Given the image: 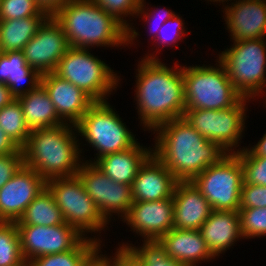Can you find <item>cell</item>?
Segmentation results:
<instances>
[{
	"label": "cell",
	"instance_id": "obj_19",
	"mask_svg": "<svg viewBox=\"0 0 266 266\" xmlns=\"http://www.w3.org/2000/svg\"><path fill=\"white\" fill-rule=\"evenodd\" d=\"M179 181L152 153L140 166L132 183L133 201H156L173 197Z\"/></svg>",
	"mask_w": 266,
	"mask_h": 266
},
{
	"label": "cell",
	"instance_id": "obj_6",
	"mask_svg": "<svg viewBox=\"0 0 266 266\" xmlns=\"http://www.w3.org/2000/svg\"><path fill=\"white\" fill-rule=\"evenodd\" d=\"M214 62L182 65L185 109L223 110L243 97L228 79L221 61L217 58Z\"/></svg>",
	"mask_w": 266,
	"mask_h": 266
},
{
	"label": "cell",
	"instance_id": "obj_17",
	"mask_svg": "<svg viewBox=\"0 0 266 266\" xmlns=\"http://www.w3.org/2000/svg\"><path fill=\"white\" fill-rule=\"evenodd\" d=\"M229 3L221 7V11L230 41L266 38L265 0H235Z\"/></svg>",
	"mask_w": 266,
	"mask_h": 266
},
{
	"label": "cell",
	"instance_id": "obj_37",
	"mask_svg": "<svg viewBox=\"0 0 266 266\" xmlns=\"http://www.w3.org/2000/svg\"><path fill=\"white\" fill-rule=\"evenodd\" d=\"M243 168L244 183L266 186V157L238 156Z\"/></svg>",
	"mask_w": 266,
	"mask_h": 266
},
{
	"label": "cell",
	"instance_id": "obj_46",
	"mask_svg": "<svg viewBox=\"0 0 266 266\" xmlns=\"http://www.w3.org/2000/svg\"><path fill=\"white\" fill-rule=\"evenodd\" d=\"M265 93H266V92H264V94H265ZM262 97H264V98H263V103L265 104V106H264V107L266 108V99H265V98H266V94H265L264 96H263V95H262V96H260V98H262ZM264 100H265V101H264Z\"/></svg>",
	"mask_w": 266,
	"mask_h": 266
},
{
	"label": "cell",
	"instance_id": "obj_32",
	"mask_svg": "<svg viewBox=\"0 0 266 266\" xmlns=\"http://www.w3.org/2000/svg\"><path fill=\"white\" fill-rule=\"evenodd\" d=\"M0 129L21 149L26 145L31 130L25 123L18 99L0 109Z\"/></svg>",
	"mask_w": 266,
	"mask_h": 266
},
{
	"label": "cell",
	"instance_id": "obj_27",
	"mask_svg": "<svg viewBox=\"0 0 266 266\" xmlns=\"http://www.w3.org/2000/svg\"><path fill=\"white\" fill-rule=\"evenodd\" d=\"M100 244L91 238H84L74 249L39 256L29 263L31 266H94L97 263V255Z\"/></svg>",
	"mask_w": 266,
	"mask_h": 266
},
{
	"label": "cell",
	"instance_id": "obj_5",
	"mask_svg": "<svg viewBox=\"0 0 266 266\" xmlns=\"http://www.w3.org/2000/svg\"><path fill=\"white\" fill-rule=\"evenodd\" d=\"M113 107L108 100L94 102L75 124L79 141H85V144L83 141L79 143L81 154H84V145L97 151L93 159L83 158V161L95 163L105 155L127 150L138 142L136 134L127 127Z\"/></svg>",
	"mask_w": 266,
	"mask_h": 266
},
{
	"label": "cell",
	"instance_id": "obj_43",
	"mask_svg": "<svg viewBox=\"0 0 266 266\" xmlns=\"http://www.w3.org/2000/svg\"><path fill=\"white\" fill-rule=\"evenodd\" d=\"M21 148L14 143L7 134L0 129V156L14 154Z\"/></svg>",
	"mask_w": 266,
	"mask_h": 266
},
{
	"label": "cell",
	"instance_id": "obj_34",
	"mask_svg": "<svg viewBox=\"0 0 266 266\" xmlns=\"http://www.w3.org/2000/svg\"><path fill=\"white\" fill-rule=\"evenodd\" d=\"M238 213L243 240L266 236V207L240 208Z\"/></svg>",
	"mask_w": 266,
	"mask_h": 266
},
{
	"label": "cell",
	"instance_id": "obj_35",
	"mask_svg": "<svg viewBox=\"0 0 266 266\" xmlns=\"http://www.w3.org/2000/svg\"><path fill=\"white\" fill-rule=\"evenodd\" d=\"M147 5V6H146ZM149 4L146 2V0H141L140 7L138 9V12L136 16L134 17L135 20L139 18L142 19V24H146L149 29V39L148 40H154L157 36L158 31L162 27V25L168 20L171 19L176 12L170 9L163 8H149ZM165 8V9H164ZM152 9V10H150ZM137 18V19H136ZM144 22V23H143ZM153 22V23H152ZM151 36V37H150Z\"/></svg>",
	"mask_w": 266,
	"mask_h": 266
},
{
	"label": "cell",
	"instance_id": "obj_22",
	"mask_svg": "<svg viewBox=\"0 0 266 266\" xmlns=\"http://www.w3.org/2000/svg\"><path fill=\"white\" fill-rule=\"evenodd\" d=\"M200 232L216 258L224 255L237 244L236 242L243 240L238 211L212 210L209 218L202 224Z\"/></svg>",
	"mask_w": 266,
	"mask_h": 266
},
{
	"label": "cell",
	"instance_id": "obj_16",
	"mask_svg": "<svg viewBox=\"0 0 266 266\" xmlns=\"http://www.w3.org/2000/svg\"><path fill=\"white\" fill-rule=\"evenodd\" d=\"M173 197L156 201L133 202L127 216L120 220L131 228V232L143 241L160 240L173 228Z\"/></svg>",
	"mask_w": 266,
	"mask_h": 266
},
{
	"label": "cell",
	"instance_id": "obj_47",
	"mask_svg": "<svg viewBox=\"0 0 266 266\" xmlns=\"http://www.w3.org/2000/svg\"><path fill=\"white\" fill-rule=\"evenodd\" d=\"M21 266H31L29 262H24Z\"/></svg>",
	"mask_w": 266,
	"mask_h": 266
},
{
	"label": "cell",
	"instance_id": "obj_25",
	"mask_svg": "<svg viewBox=\"0 0 266 266\" xmlns=\"http://www.w3.org/2000/svg\"><path fill=\"white\" fill-rule=\"evenodd\" d=\"M17 99L22 106L24 120L30 130L51 128L65 123L58 116L54 104L41 84Z\"/></svg>",
	"mask_w": 266,
	"mask_h": 266
},
{
	"label": "cell",
	"instance_id": "obj_14",
	"mask_svg": "<svg viewBox=\"0 0 266 266\" xmlns=\"http://www.w3.org/2000/svg\"><path fill=\"white\" fill-rule=\"evenodd\" d=\"M69 48L70 44L60 24L53 17H48L22 49V53L26 63L44 75L55 71Z\"/></svg>",
	"mask_w": 266,
	"mask_h": 266
},
{
	"label": "cell",
	"instance_id": "obj_24",
	"mask_svg": "<svg viewBox=\"0 0 266 266\" xmlns=\"http://www.w3.org/2000/svg\"><path fill=\"white\" fill-rule=\"evenodd\" d=\"M41 77L26 63L22 51L0 52V83L6 84L16 99L36 89Z\"/></svg>",
	"mask_w": 266,
	"mask_h": 266
},
{
	"label": "cell",
	"instance_id": "obj_28",
	"mask_svg": "<svg viewBox=\"0 0 266 266\" xmlns=\"http://www.w3.org/2000/svg\"><path fill=\"white\" fill-rule=\"evenodd\" d=\"M16 226H54L65 224L61 210L55 203V199L46 187L28 205L23 215L15 222Z\"/></svg>",
	"mask_w": 266,
	"mask_h": 266
},
{
	"label": "cell",
	"instance_id": "obj_39",
	"mask_svg": "<svg viewBox=\"0 0 266 266\" xmlns=\"http://www.w3.org/2000/svg\"><path fill=\"white\" fill-rule=\"evenodd\" d=\"M103 246L105 247L106 245L102 244V247L100 246L97 255V263L100 266H141L126 249L116 247L114 248L116 250L113 254L114 256L112 254L109 256L102 252Z\"/></svg>",
	"mask_w": 266,
	"mask_h": 266
},
{
	"label": "cell",
	"instance_id": "obj_30",
	"mask_svg": "<svg viewBox=\"0 0 266 266\" xmlns=\"http://www.w3.org/2000/svg\"><path fill=\"white\" fill-rule=\"evenodd\" d=\"M142 241V243H141ZM141 245L132 243H118V248L126 249L141 266H183L167 255L165 247L157 241H143Z\"/></svg>",
	"mask_w": 266,
	"mask_h": 266
},
{
	"label": "cell",
	"instance_id": "obj_3",
	"mask_svg": "<svg viewBox=\"0 0 266 266\" xmlns=\"http://www.w3.org/2000/svg\"><path fill=\"white\" fill-rule=\"evenodd\" d=\"M79 143L73 124L31 130L22 148L24 165L35 170L46 181L75 176L84 158Z\"/></svg>",
	"mask_w": 266,
	"mask_h": 266
},
{
	"label": "cell",
	"instance_id": "obj_41",
	"mask_svg": "<svg viewBox=\"0 0 266 266\" xmlns=\"http://www.w3.org/2000/svg\"><path fill=\"white\" fill-rule=\"evenodd\" d=\"M255 145L243 146V150L235 153L237 156H262L266 157V132Z\"/></svg>",
	"mask_w": 266,
	"mask_h": 266
},
{
	"label": "cell",
	"instance_id": "obj_40",
	"mask_svg": "<svg viewBox=\"0 0 266 266\" xmlns=\"http://www.w3.org/2000/svg\"><path fill=\"white\" fill-rule=\"evenodd\" d=\"M24 164L23 150L0 156V188L3 187Z\"/></svg>",
	"mask_w": 266,
	"mask_h": 266
},
{
	"label": "cell",
	"instance_id": "obj_38",
	"mask_svg": "<svg viewBox=\"0 0 266 266\" xmlns=\"http://www.w3.org/2000/svg\"><path fill=\"white\" fill-rule=\"evenodd\" d=\"M266 207V186L246 184L241 189L240 208Z\"/></svg>",
	"mask_w": 266,
	"mask_h": 266
},
{
	"label": "cell",
	"instance_id": "obj_15",
	"mask_svg": "<svg viewBox=\"0 0 266 266\" xmlns=\"http://www.w3.org/2000/svg\"><path fill=\"white\" fill-rule=\"evenodd\" d=\"M46 188V180L26 165L0 188V221L16 222L28 205Z\"/></svg>",
	"mask_w": 266,
	"mask_h": 266
},
{
	"label": "cell",
	"instance_id": "obj_33",
	"mask_svg": "<svg viewBox=\"0 0 266 266\" xmlns=\"http://www.w3.org/2000/svg\"><path fill=\"white\" fill-rule=\"evenodd\" d=\"M24 262L16 223L0 221V266H21Z\"/></svg>",
	"mask_w": 266,
	"mask_h": 266
},
{
	"label": "cell",
	"instance_id": "obj_20",
	"mask_svg": "<svg viewBox=\"0 0 266 266\" xmlns=\"http://www.w3.org/2000/svg\"><path fill=\"white\" fill-rule=\"evenodd\" d=\"M173 202L174 229L200 230L213 210L201 191L191 181L177 183Z\"/></svg>",
	"mask_w": 266,
	"mask_h": 266
},
{
	"label": "cell",
	"instance_id": "obj_7",
	"mask_svg": "<svg viewBox=\"0 0 266 266\" xmlns=\"http://www.w3.org/2000/svg\"><path fill=\"white\" fill-rule=\"evenodd\" d=\"M91 51L92 49L70 47L60 59L54 73L80 88L94 102L107 101L117 91V87L121 86V74L118 75L117 71Z\"/></svg>",
	"mask_w": 266,
	"mask_h": 266
},
{
	"label": "cell",
	"instance_id": "obj_12",
	"mask_svg": "<svg viewBox=\"0 0 266 266\" xmlns=\"http://www.w3.org/2000/svg\"><path fill=\"white\" fill-rule=\"evenodd\" d=\"M76 175L108 223L114 221L115 216L122 220L127 216L134 202L131 185L111 180L94 163L85 161Z\"/></svg>",
	"mask_w": 266,
	"mask_h": 266
},
{
	"label": "cell",
	"instance_id": "obj_36",
	"mask_svg": "<svg viewBox=\"0 0 266 266\" xmlns=\"http://www.w3.org/2000/svg\"><path fill=\"white\" fill-rule=\"evenodd\" d=\"M32 16H48L35 0H1L0 20L21 19Z\"/></svg>",
	"mask_w": 266,
	"mask_h": 266
},
{
	"label": "cell",
	"instance_id": "obj_31",
	"mask_svg": "<svg viewBox=\"0 0 266 266\" xmlns=\"http://www.w3.org/2000/svg\"><path fill=\"white\" fill-rule=\"evenodd\" d=\"M181 14H175L171 19H168L160 28V30L157 33L156 38L151 41L150 43L153 42L151 48L153 51L152 53L147 50L145 55L142 56L143 59L145 60H162L158 56L162 52L161 50L164 51V47H176L178 48L179 42H183V39L185 38V35L188 34V29L185 28V22L184 19H182ZM182 39V40H181ZM181 40V41H180ZM179 41V42H178ZM156 47V48H155ZM160 48V49H159ZM156 53V54H155ZM158 54V55H157Z\"/></svg>",
	"mask_w": 266,
	"mask_h": 266
},
{
	"label": "cell",
	"instance_id": "obj_8",
	"mask_svg": "<svg viewBox=\"0 0 266 266\" xmlns=\"http://www.w3.org/2000/svg\"><path fill=\"white\" fill-rule=\"evenodd\" d=\"M229 47V48H228ZM219 51L228 79L243 96L254 101L266 92V39H249L231 43Z\"/></svg>",
	"mask_w": 266,
	"mask_h": 266
},
{
	"label": "cell",
	"instance_id": "obj_10",
	"mask_svg": "<svg viewBox=\"0 0 266 266\" xmlns=\"http://www.w3.org/2000/svg\"><path fill=\"white\" fill-rule=\"evenodd\" d=\"M252 101L242 97L234 106L223 110L185 109L183 118L204 138L217 143L227 153H237L244 149L240 144L249 117L246 114L248 104Z\"/></svg>",
	"mask_w": 266,
	"mask_h": 266
},
{
	"label": "cell",
	"instance_id": "obj_42",
	"mask_svg": "<svg viewBox=\"0 0 266 266\" xmlns=\"http://www.w3.org/2000/svg\"><path fill=\"white\" fill-rule=\"evenodd\" d=\"M39 8L49 17H53L61 8L71 0H35Z\"/></svg>",
	"mask_w": 266,
	"mask_h": 266
},
{
	"label": "cell",
	"instance_id": "obj_21",
	"mask_svg": "<svg viewBox=\"0 0 266 266\" xmlns=\"http://www.w3.org/2000/svg\"><path fill=\"white\" fill-rule=\"evenodd\" d=\"M159 242L165 247L167 255L183 266H198L214 261L200 230H182L172 228Z\"/></svg>",
	"mask_w": 266,
	"mask_h": 266
},
{
	"label": "cell",
	"instance_id": "obj_11",
	"mask_svg": "<svg viewBox=\"0 0 266 266\" xmlns=\"http://www.w3.org/2000/svg\"><path fill=\"white\" fill-rule=\"evenodd\" d=\"M213 210L238 211L244 182L243 168L235 153H228L217 164L208 166L191 181Z\"/></svg>",
	"mask_w": 266,
	"mask_h": 266
},
{
	"label": "cell",
	"instance_id": "obj_4",
	"mask_svg": "<svg viewBox=\"0 0 266 266\" xmlns=\"http://www.w3.org/2000/svg\"><path fill=\"white\" fill-rule=\"evenodd\" d=\"M53 18L62 27L70 47H127V29L92 0H71Z\"/></svg>",
	"mask_w": 266,
	"mask_h": 266
},
{
	"label": "cell",
	"instance_id": "obj_18",
	"mask_svg": "<svg viewBox=\"0 0 266 266\" xmlns=\"http://www.w3.org/2000/svg\"><path fill=\"white\" fill-rule=\"evenodd\" d=\"M41 85L65 123L75 125L94 103L80 88L54 72L42 75Z\"/></svg>",
	"mask_w": 266,
	"mask_h": 266
},
{
	"label": "cell",
	"instance_id": "obj_9",
	"mask_svg": "<svg viewBox=\"0 0 266 266\" xmlns=\"http://www.w3.org/2000/svg\"><path fill=\"white\" fill-rule=\"evenodd\" d=\"M46 187L52 193L66 224L76 228L84 237L104 244L100 234L109 230L107 229L109 223L104 219L92 198L85 192L77 175L48 180Z\"/></svg>",
	"mask_w": 266,
	"mask_h": 266
},
{
	"label": "cell",
	"instance_id": "obj_2",
	"mask_svg": "<svg viewBox=\"0 0 266 266\" xmlns=\"http://www.w3.org/2000/svg\"><path fill=\"white\" fill-rule=\"evenodd\" d=\"M154 134L152 153L179 182H190L228 153L197 132L184 118L161 123Z\"/></svg>",
	"mask_w": 266,
	"mask_h": 266
},
{
	"label": "cell",
	"instance_id": "obj_29",
	"mask_svg": "<svg viewBox=\"0 0 266 266\" xmlns=\"http://www.w3.org/2000/svg\"><path fill=\"white\" fill-rule=\"evenodd\" d=\"M99 7H101L109 15L113 16L127 29V47H135V43L139 36H141L133 26L134 17L136 16L140 7L141 0H92ZM129 19H128V18ZM132 18V20H131ZM130 20V21H129ZM137 38V39H136Z\"/></svg>",
	"mask_w": 266,
	"mask_h": 266
},
{
	"label": "cell",
	"instance_id": "obj_1",
	"mask_svg": "<svg viewBox=\"0 0 266 266\" xmlns=\"http://www.w3.org/2000/svg\"><path fill=\"white\" fill-rule=\"evenodd\" d=\"M139 59L136 60L134 102L140 126L150 133L163 122L183 118L182 65L179 61L170 66L161 60Z\"/></svg>",
	"mask_w": 266,
	"mask_h": 266
},
{
	"label": "cell",
	"instance_id": "obj_44",
	"mask_svg": "<svg viewBox=\"0 0 266 266\" xmlns=\"http://www.w3.org/2000/svg\"><path fill=\"white\" fill-rule=\"evenodd\" d=\"M15 99L6 84L0 83V109Z\"/></svg>",
	"mask_w": 266,
	"mask_h": 266
},
{
	"label": "cell",
	"instance_id": "obj_45",
	"mask_svg": "<svg viewBox=\"0 0 266 266\" xmlns=\"http://www.w3.org/2000/svg\"><path fill=\"white\" fill-rule=\"evenodd\" d=\"M205 1H207L208 2V4H209V2H213L212 4H214L215 2L220 6L221 5V3H222V6H223V8L228 4V2L230 1H235V0H205ZM226 2H227V4H226Z\"/></svg>",
	"mask_w": 266,
	"mask_h": 266
},
{
	"label": "cell",
	"instance_id": "obj_13",
	"mask_svg": "<svg viewBox=\"0 0 266 266\" xmlns=\"http://www.w3.org/2000/svg\"><path fill=\"white\" fill-rule=\"evenodd\" d=\"M25 262L74 249L85 237L69 224L17 226Z\"/></svg>",
	"mask_w": 266,
	"mask_h": 266
},
{
	"label": "cell",
	"instance_id": "obj_23",
	"mask_svg": "<svg viewBox=\"0 0 266 266\" xmlns=\"http://www.w3.org/2000/svg\"><path fill=\"white\" fill-rule=\"evenodd\" d=\"M151 154L152 146H142L138 141L127 150L99 158L94 164L111 180L132 186L140 166Z\"/></svg>",
	"mask_w": 266,
	"mask_h": 266
},
{
	"label": "cell",
	"instance_id": "obj_26",
	"mask_svg": "<svg viewBox=\"0 0 266 266\" xmlns=\"http://www.w3.org/2000/svg\"><path fill=\"white\" fill-rule=\"evenodd\" d=\"M48 17L0 20V52L22 51Z\"/></svg>",
	"mask_w": 266,
	"mask_h": 266
}]
</instances>
